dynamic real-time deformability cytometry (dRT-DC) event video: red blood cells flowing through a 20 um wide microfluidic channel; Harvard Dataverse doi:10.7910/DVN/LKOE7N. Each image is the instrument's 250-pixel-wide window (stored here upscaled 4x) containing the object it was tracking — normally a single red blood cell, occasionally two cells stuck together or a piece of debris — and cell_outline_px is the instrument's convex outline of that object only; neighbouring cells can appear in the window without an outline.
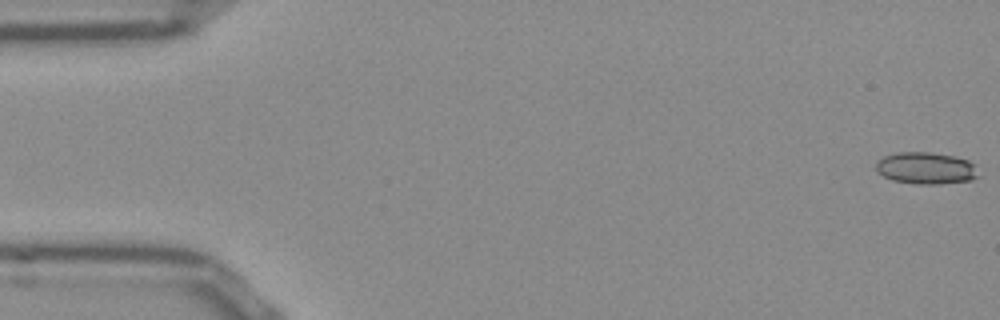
{"species": "Egyptian fruit bat (a non-hibernating species)", "species_latin": "Rousettus aegyptiacus", "temperature_condition": "room temperature", "stored_images_in_passage": 52, "camera_frame_rate_fps": 3000, "um_per_image_px": 0.085, "frame": {"image": 1, "passage_image": 1, "time_ms": 0.0, "image_size_px": [1000, 320], "cell_outline_px": [[980, 176], [972, 180], [940, 184], [920, 184], [892, 180], [884, 176], [876, 168], [876, 160], [884, 156], [896, 152], [932, 152], [952, 156], [968, 160], [972, 164]], "centroid_in_image_um": [78.7, 14.29], "position_along_channel_um": 6.3, "area_um2": 18.96}}
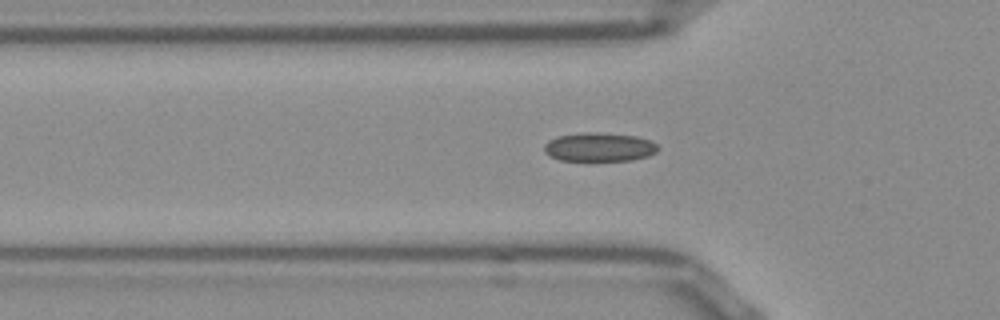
{"frame": {"image": 2, "passage_image": 17, "time_ms": 5.333, "image_size_px": [1000, 320], "cell_outline_px": [[660, 148], [656, 152], [648, 156], [632, 160], [560, 160], [544, 152], [544, 144], [548, 140], [556, 136], [584, 132], [596, 132], [636, 136], [648, 140], [656, 144]], "centroid_in_image_um": [50.92, 12.49], "position_along_channel_um": 74.9, "area_um2": 19.02}}
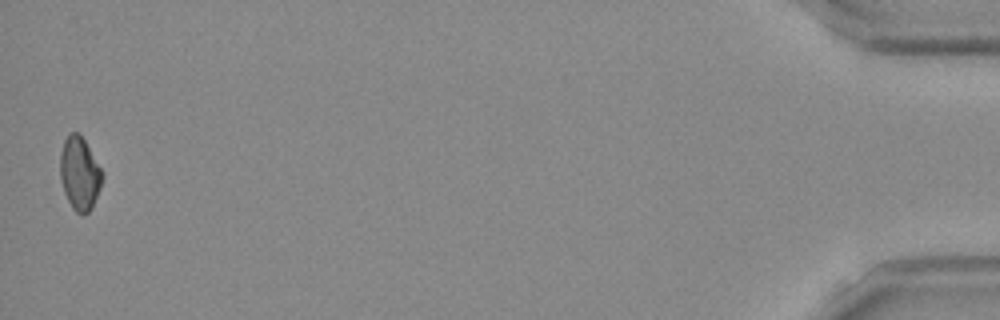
{"frame": {"image": 3, "passage_image": 52, "time_ms": 17.0, "image_size_px": [1000, 320], "cell_outline_px": [[104, 176], [100, 188], [88, 212], [76, 212], [72, 208], [64, 192], [60, 180], [60, 152], [64, 140], [68, 132], [76, 132], [84, 140], [100, 168]], "centroid_in_image_um": [6.73, 14.71], "position_along_channel_um": 428.5, "area_um2": 17.57}, "authors_computed_cell_mechanics": {"area_um2": 18.4093, "velocity_mm_per_s": 3.8721, "shape_relaxation_time_tau1_ms": null, "shape_relaxation_time_tau2_ms": 2.9659, "deformation_change_tau1": null, "deformation_change_tau2": 0.087}}